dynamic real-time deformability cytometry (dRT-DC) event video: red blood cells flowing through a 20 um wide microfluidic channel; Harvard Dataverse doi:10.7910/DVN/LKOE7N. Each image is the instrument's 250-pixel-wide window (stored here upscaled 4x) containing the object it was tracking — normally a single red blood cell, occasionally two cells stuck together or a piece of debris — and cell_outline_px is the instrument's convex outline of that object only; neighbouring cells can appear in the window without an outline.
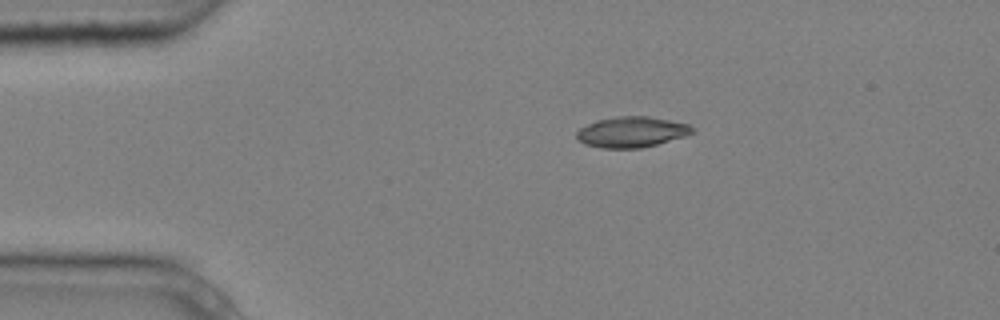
{"species": "common noctule bat (a hibernating species)", "species_latin": "Nyctalus noctula", "temperature_condition": "cold", "stored_images_in_passage": 6, "camera_frame_rate_fps": 3000, "um_per_image_px": 0.085, "animal": {"sex": "male", "body_mass_g": 20.4}, "frame": {"image": 1, "passage_image": 1, "time_ms": 0.0, "image_size_px": [1000, 320], "cell_outline_px": [[696, 132], [684, 136], [656, 144], [640, 148], [600, 148], [584, 144], [576, 136], [576, 132], [580, 128], [596, 120], [616, 116], [648, 116], [688, 124], [696, 128]], "centroid_in_image_um": [53.69, 11.21], "position_along_channel_um": 31.3, "area_um2": 20.63}}
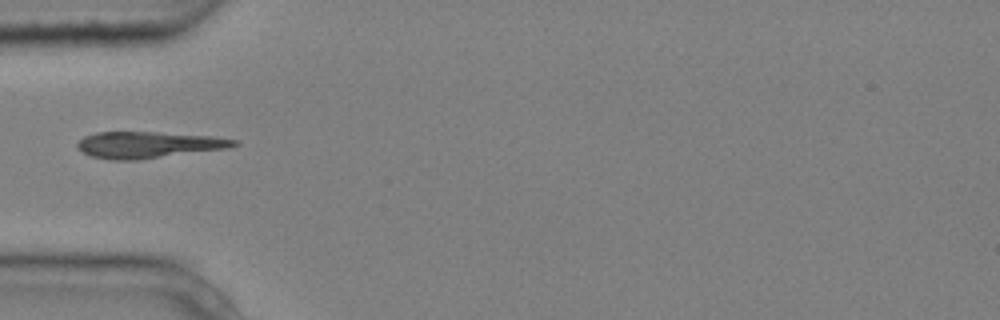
{"frame": {"image": 2, "passage_image": 3, "time_ms": 0.667, "image_size_px": [1000, 320], "cell_outline_px": [[240, 144], [228, 148], [136, 160], [112, 160], [92, 156], [84, 152], [76, 144], [84, 136], [96, 132], [156, 132], [212, 136], [236, 140]], "centroid_in_image_um": [12.62, 12.3], "position_along_channel_um": 72.4, "area_um2": 23.87}}
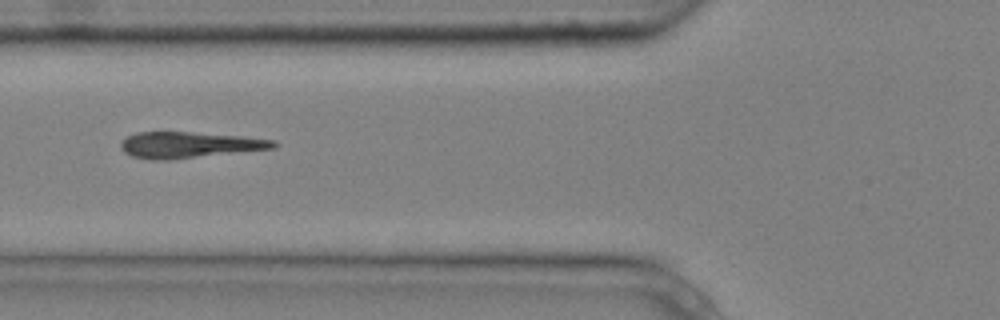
{"frame": {"image": 3, "passage_image": 4, "time_ms": 1.0, "image_size_px": [1000, 320], "cell_outline_px": [[280, 144], [276, 148], [168, 160], [148, 160], [132, 156], [124, 152], [120, 148], [120, 144], [128, 136], [136, 132], [192, 132], [244, 136], [276, 140]], "centroid_in_image_um": [16.12, 12.32], "position_along_channel_um": 109.7, "area_um2": 23.41}}